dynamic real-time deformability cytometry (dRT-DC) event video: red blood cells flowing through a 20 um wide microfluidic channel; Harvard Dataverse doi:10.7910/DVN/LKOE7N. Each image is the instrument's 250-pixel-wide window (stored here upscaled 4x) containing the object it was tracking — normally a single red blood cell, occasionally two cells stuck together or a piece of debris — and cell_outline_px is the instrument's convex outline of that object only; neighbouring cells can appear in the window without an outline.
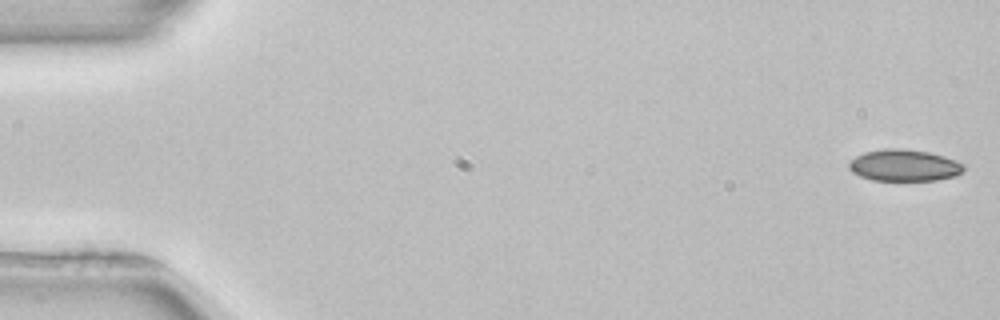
{"species": "common noctule bat (a hibernating species)", "species_latin": "Nyctalus noctula", "temperature_condition": "room temperature", "stored_images_in_passage": 52, "camera_frame_rate_fps": 3000, "um_per_image_px": 0.085, "animal": {"sex": "female", "body_mass_g": 22.7, "forearm_length_mm": 54.2}, "frame": {"image": 1, "passage_image": 1, "time_ms": 0.0, "image_size_px": [1000, 320], "cell_outline_px": [[964, 168], [956, 176], [936, 180], [872, 180], [860, 176], [852, 172], [848, 168], [848, 160], [864, 152], [884, 148], [900, 148], [928, 152], [944, 156], [964, 164]], "centroid_in_image_um": [76.81, 14.05], "position_along_channel_um": 8.2, "area_um2": 21.21}}
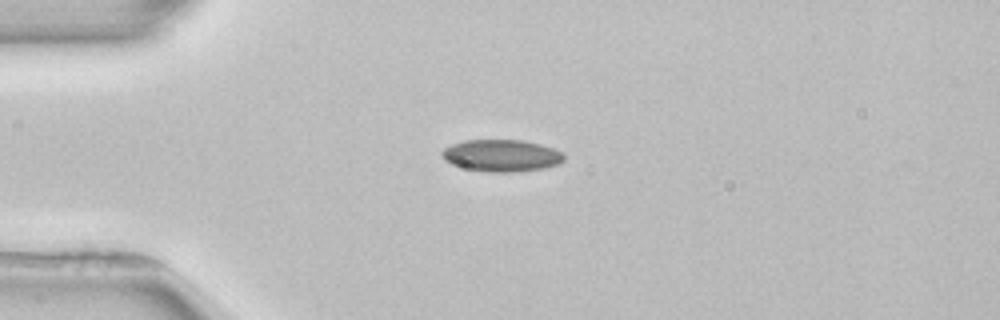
{"frame": {"image": 2, "passage_image": 13, "time_ms": 4.0, "image_size_px": [1000, 320], "cell_outline_px": [[564, 160], [560, 164], [544, 168], [516, 172], [488, 172], [468, 168], [452, 164], [444, 160], [440, 156], [440, 152], [444, 148], [452, 144], [464, 140], [520, 140], [540, 144], [552, 148], [560, 152], [564, 156]], "centroid_in_image_um": [42.61, 13.22], "position_along_channel_um": 42.4, "area_um2": 22.72}}
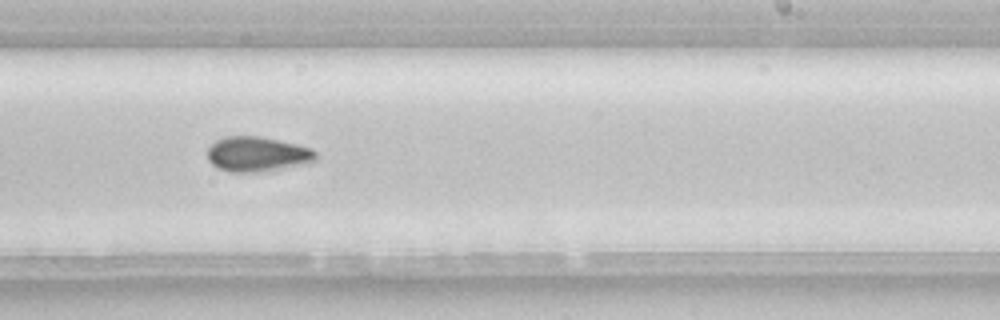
{"frame": {"image": 3, "passage_image": 32, "time_ms": 10.333, "image_size_px": [1000, 320], "cell_outline_px": [[316, 160], [308, 164], [256, 172], [228, 172], [212, 164], [208, 160], [208, 148], [216, 140], [224, 136], [256, 136], [280, 140], [312, 148], [316, 152]], "centroid_in_image_um": [21.88, 13.1], "position_along_channel_um": 267.1, "area_um2": 22.08}}